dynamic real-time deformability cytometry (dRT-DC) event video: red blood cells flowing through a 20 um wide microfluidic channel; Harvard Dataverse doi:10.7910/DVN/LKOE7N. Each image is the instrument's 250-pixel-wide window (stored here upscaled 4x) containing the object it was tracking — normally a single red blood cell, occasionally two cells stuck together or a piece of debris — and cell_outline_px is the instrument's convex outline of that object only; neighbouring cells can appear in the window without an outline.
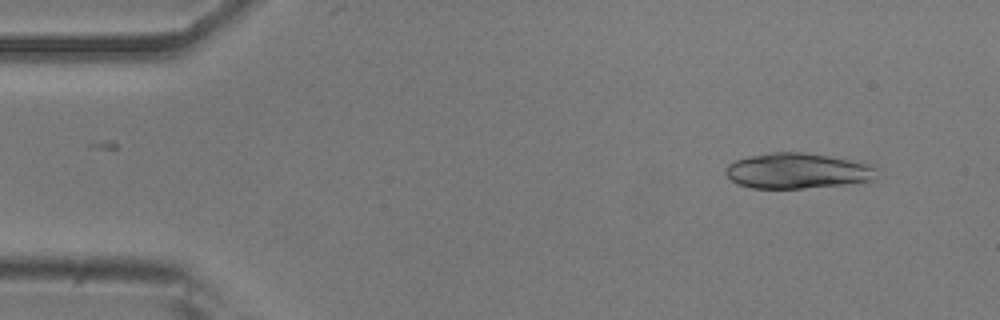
{"species": "common noctule bat (a hibernating species)", "species_latin": "Nyctalus noctula", "temperature_condition": "room temperature", "stored_images_in_passage": 51, "segment_of_instrument_passage": [1, 2], "camera_frame_rate_fps": 3000, "um_per_image_px": 0.085, "animal": {"sex": "male", "body_mass_g": 20.5, "forearm_length_mm": 52.5}, "frame": {"image": 1, "passage_image": 4, "time_ms": 1.0, "image_size_px": [1000, 320], "cell_outline_px": [[876, 180], [844, 184], [804, 188], [752, 188], [736, 184], [724, 172], [728, 164], [736, 160], [748, 156], [768, 152], [800, 152], [864, 160], [872, 164], [876, 168]], "centroid_in_image_um": [67.84, 14.5], "position_along_channel_um": 17.2, "area_um2": 31.79}}